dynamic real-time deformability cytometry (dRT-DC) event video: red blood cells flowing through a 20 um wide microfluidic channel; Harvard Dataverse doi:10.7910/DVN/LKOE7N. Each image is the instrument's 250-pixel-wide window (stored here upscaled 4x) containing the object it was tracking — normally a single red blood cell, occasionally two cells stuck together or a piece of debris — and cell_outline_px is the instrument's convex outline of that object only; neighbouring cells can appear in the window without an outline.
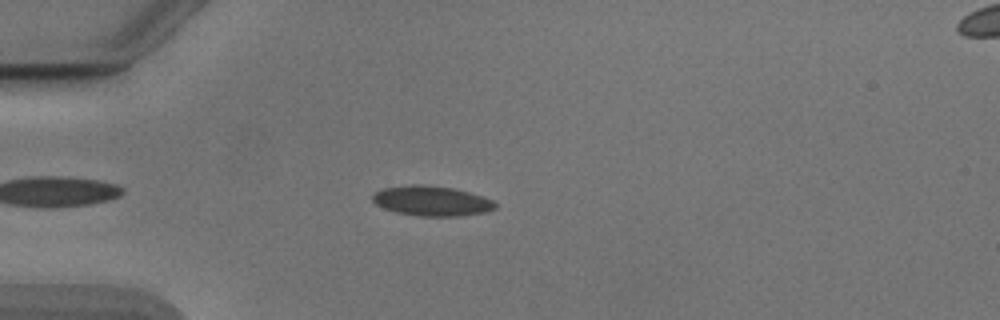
{"species": "Egyptian fruit bat (a non-hibernating species)", "species_latin": "Rousettus aegyptiacus", "temperature_condition": "cold", "stored_images_in_passage": 44, "camera_frame_rate_fps": 3000, "um_per_image_px": 0.085, "animal": {"sex": "male"}, "frame": {"image": 1, "passage_image": 6, "time_ms": 1.667, "image_size_px": [1000, 320], "cell_outline_px": [[496, 208], [484, 212], [460, 216], [416, 216], [396, 212], [384, 208], [376, 204], [372, 200], [372, 196], [376, 192], [384, 188], [412, 184], [424, 184], [452, 188], [468, 192], [492, 200], [496, 204]], "centroid_in_image_um": [36.67, 17.08], "position_along_channel_um": 48.3, "area_um2": 21.27}}
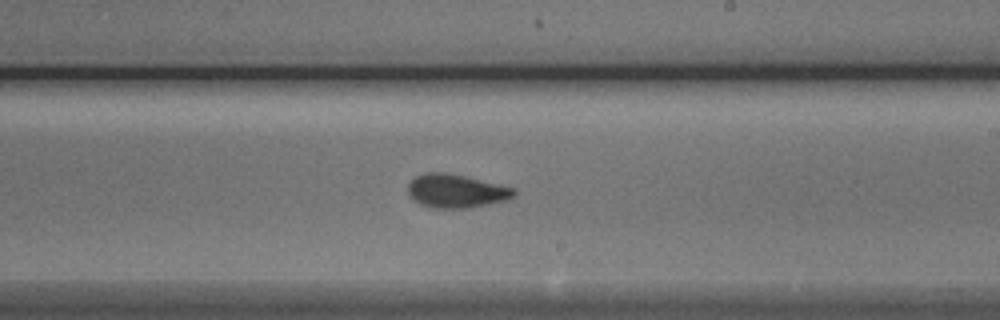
{"frame": {"image": 2, "passage_image": 23, "time_ms": 7.333, "image_size_px": [1000, 320], "cell_outline_px": [[516, 196], [504, 200], [488, 204], [468, 208], [432, 208], [420, 204], [408, 192], [408, 184], [416, 176], [424, 172], [444, 172], [464, 176], [516, 188]], "centroid_in_image_um": [38.78, 16.23], "position_along_channel_um": 250.2, "area_um2": 20.58}}
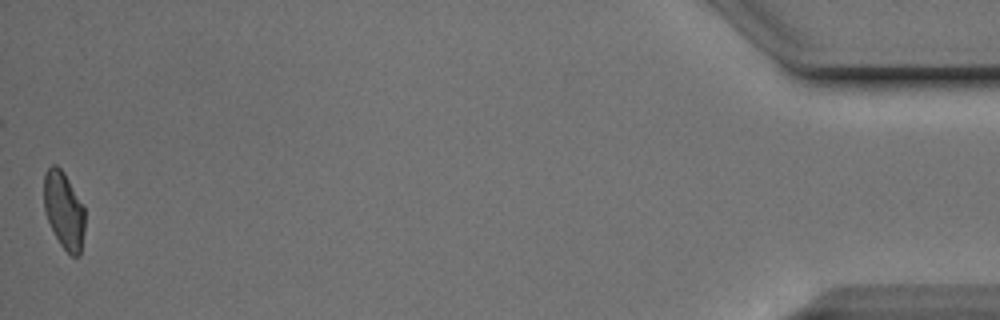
{"frame": {"image": 3, "passage_image": 44, "time_ms": 14.333, "image_size_px": [1000, 320], "cell_outline_px": [[84, 232], [80, 256], [72, 256], [60, 244], [48, 220], [44, 208], [44, 172], [52, 164], [56, 164], [64, 172], [84, 204]], "centroid_in_image_um": [5.44, 17.84], "position_along_channel_um": 429.8, "area_um2": 18.5}, "authors_computed_cell_mechanics": {"area_um2": 20.1722, "velocity_mm_per_s": 3.8842, "shape_relaxation_time_tau1_ms": 2.9743, "shape_relaxation_time_tau2_ms": 1.7778, "deformation_change_tau1": 0.1102, "deformation_change_tau2": 0.0514}}